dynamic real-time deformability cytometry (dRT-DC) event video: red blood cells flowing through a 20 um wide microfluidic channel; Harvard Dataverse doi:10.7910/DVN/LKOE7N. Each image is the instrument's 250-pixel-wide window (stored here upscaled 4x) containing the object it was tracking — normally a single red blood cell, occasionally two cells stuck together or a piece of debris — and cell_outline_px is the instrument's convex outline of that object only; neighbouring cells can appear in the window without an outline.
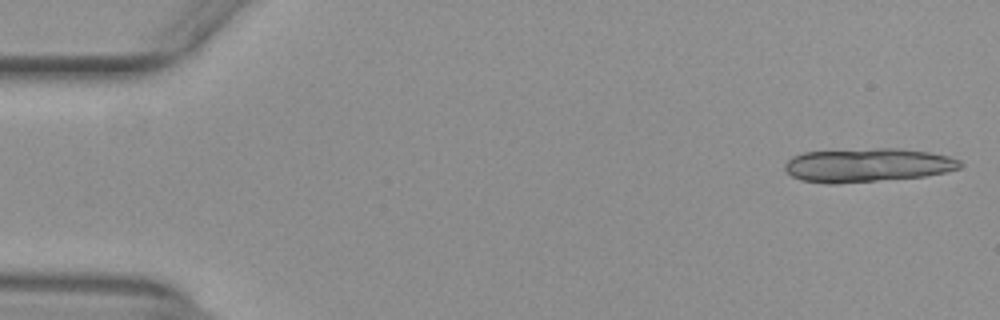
{"species": "common noctule bat (a hibernating species)", "species_latin": "Nyctalus noctula", "temperature_condition": "warm", "stored_images_in_passage": 13, "camera_frame_rate_fps": 3000, "um_per_image_px": 0.085, "animal": {"sex": "female", "body_mass_g": 29.2, "forearm_length_mm": 56.3}, "frame": {"image": 1, "passage_image": 1, "time_ms": 0.0, "image_size_px": [1000, 320], "cell_outline_px": [[964, 164], [960, 168], [944, 172], [924, 176], [836, 184], [828, 184], [800, 180], [792, 176], [784, 168], [784, 164], [792, 156], [804, 152], [876, 148], [900, 148], [928, 152], [948, 156], [960, 160]], "centroid_in_image_um": [73.72, 14.03], "position_along_channel_um": 11.3, "area_um2": 34.45}}